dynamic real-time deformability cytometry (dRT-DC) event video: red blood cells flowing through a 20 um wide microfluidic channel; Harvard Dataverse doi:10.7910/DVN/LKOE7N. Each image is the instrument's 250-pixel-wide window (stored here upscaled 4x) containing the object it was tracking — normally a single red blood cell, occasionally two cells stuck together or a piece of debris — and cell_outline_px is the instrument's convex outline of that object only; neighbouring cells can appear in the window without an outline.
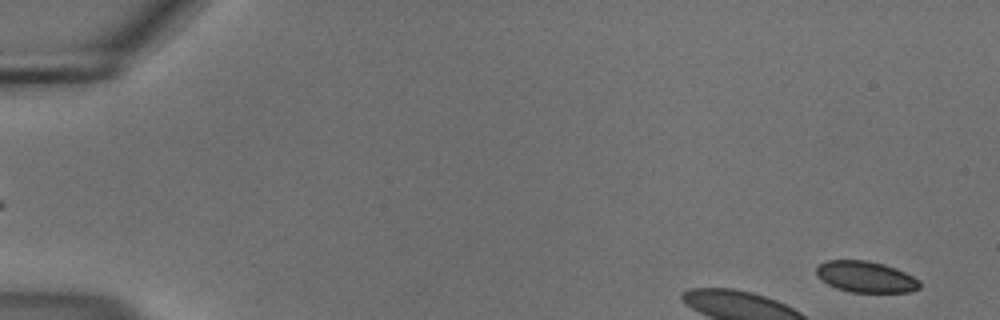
{"species": "common noctule bat (a hibernating species)", "species_latin": "Nyctalus noctula", "temperature_condition": "cold", "stored_images_in_passage": 11, "camera_frame_rate_fps": 3000, "um_per_image_px": 0.085, "animal": {"sex": "male", "body_mass_g": 18.8}, "frame": {"image": 1, "passage_image": 2, "time_ms": 0.333, "image_size_px": [1000, 320], "cell_outline_px": [[920, 288], [908, 292], [848, 292], [836, 288], [828, 284], [816, 272], [816, 268], [820, 264], [828, 260], [868, 260], [884, 264], [896, 268], [920, 280]], "centroid_in_image_um": [73.62, 23.53], "position_along_channel_um": 11.4, "area_um2": 18.67}}